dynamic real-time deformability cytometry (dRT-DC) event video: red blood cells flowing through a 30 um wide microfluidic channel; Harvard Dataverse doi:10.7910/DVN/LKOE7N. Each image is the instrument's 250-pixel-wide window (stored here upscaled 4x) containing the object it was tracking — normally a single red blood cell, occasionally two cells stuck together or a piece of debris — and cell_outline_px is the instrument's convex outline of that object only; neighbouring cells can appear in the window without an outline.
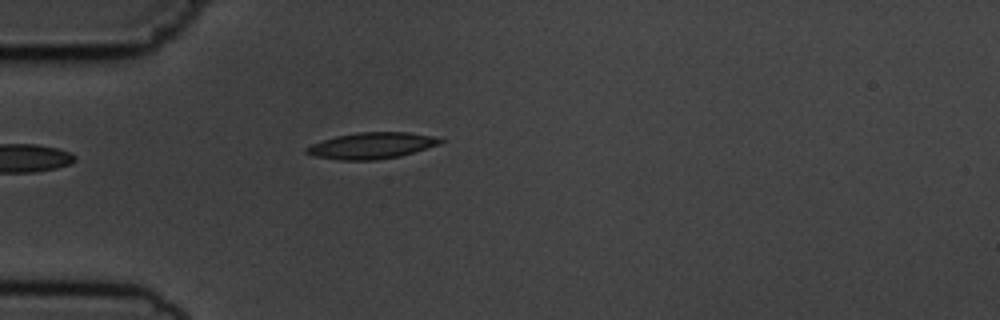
{"species": "common noctule bat (a hibernating species)", "species_latin": "Nyctalus noctula", "temperature_condition": "cold", "stored_images_in_passage": 2, "camera_frame_rate_fps": 3000, "um_per_image_px": 0.085, "animal": {"sex": "male", "body_mass_g": 19.5, "forearm_length_mm": 54.6}, "frame": {"image": 1, "passage_image": 2, "time_ms": 1.0, "image_size_px": [1000, 320], "cell_outline_px": [[444, 140], [440, 144], [400, 156], [376, 160], [340, 160], [316, 156], [304, 152], [304, 148], [312, 144], [336, 136], [356, 132], [408, 132], [432, 136]], "centroid_in_image_um": [31.58, 12.37], "position_along_channel_um": 53.4, "area_um2": 20.35}}